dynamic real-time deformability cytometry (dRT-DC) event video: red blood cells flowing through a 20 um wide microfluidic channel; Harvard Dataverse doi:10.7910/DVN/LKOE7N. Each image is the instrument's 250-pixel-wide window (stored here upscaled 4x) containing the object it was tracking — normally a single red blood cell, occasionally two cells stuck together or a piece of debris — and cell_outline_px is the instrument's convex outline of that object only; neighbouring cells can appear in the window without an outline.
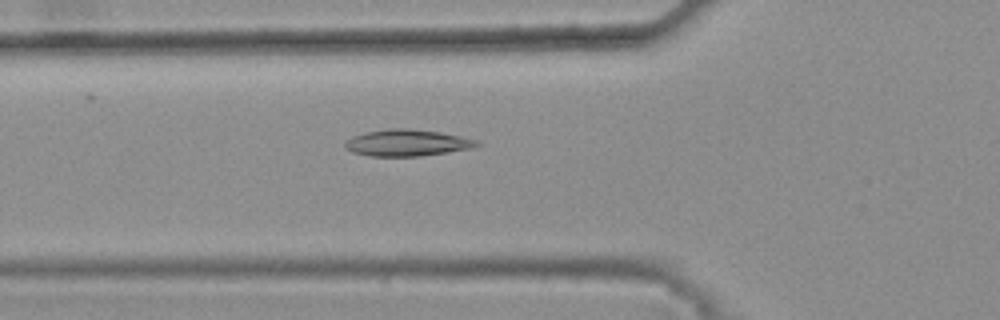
{"species": "common noctule bat (a hibernating species)", "species_latin": "Nyctalus noctula", "temperature_condition": "warm", "stored_images_in_passage": 48, "camera_frame_rate_fps": 3000, "um_per_image_px": 0.085, "animal": {"sex": "female", "body_mass_g": 25.1}, "frame": {"image": 1, "passage_image": 19, "time_ms": 6.0, "image_size_px": [1000, 320], "cell_outline_px": [[484, 144], [472, 148], [420, 156], [368, 156], [352, 152], [344, 148], [344, 140], [352, 136], [364, 132], [388, 128], [408, 128], [440, 132], [480, 140]], "centroid_in_image_um": [34.59, 12.13], "position_along_channel_um": 91.2, "area_um2": 20.75}}
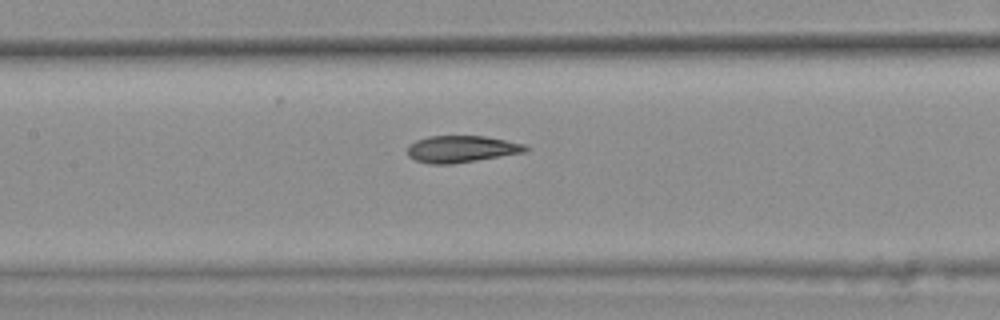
{"frame": {"image": 2, "passage_image": 25, "time_ms": 8.0, "image_size_px": [1000, 320], "cell_outline_px": [[532, 148], [524, 152], [452, 164], [428, 164], [416, 160], [408, 156], [408, 144], [416, 140], [428, 136], [484, 136], [524, 144]], "centroid_in_image_um": [39.19, 12.66], "position_along_channel_um": 168.2, "area_um2": 18.38}}
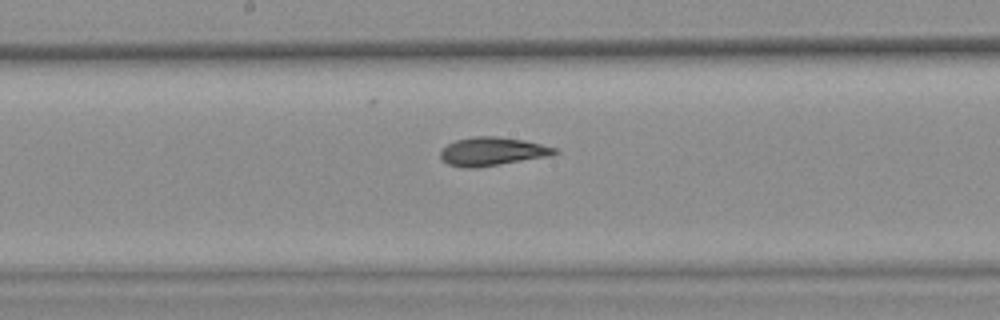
{"frame": {"image": 3, "passage_image": 28, "time_ms": 9.0, "image_size_px": [1000, 320], "cell_outline_px": [[560, 152], [552, 156], [476, 168], [464, 168], [448, 164], [440, 160], [440, 152], [448, 144], [456, 140], [472, 136], [496, 136], [524, 140], [560, 148]], "centroid_in_image_um": [41.89, 12.88], "position_along_channel_um": 206.3, "area_um2": 19.31}, "authors_computed_cell_mechanics": {"area_um2": 19.1029, "velocity_mm_per_s": 3.8342, "shape_relaxation_time_tau1_ms": null, "shape_relaxation_time_tau2_ms": 2.0304, "deformation_change_tau1": null, "deformation_change_tau2": 0.0823}}